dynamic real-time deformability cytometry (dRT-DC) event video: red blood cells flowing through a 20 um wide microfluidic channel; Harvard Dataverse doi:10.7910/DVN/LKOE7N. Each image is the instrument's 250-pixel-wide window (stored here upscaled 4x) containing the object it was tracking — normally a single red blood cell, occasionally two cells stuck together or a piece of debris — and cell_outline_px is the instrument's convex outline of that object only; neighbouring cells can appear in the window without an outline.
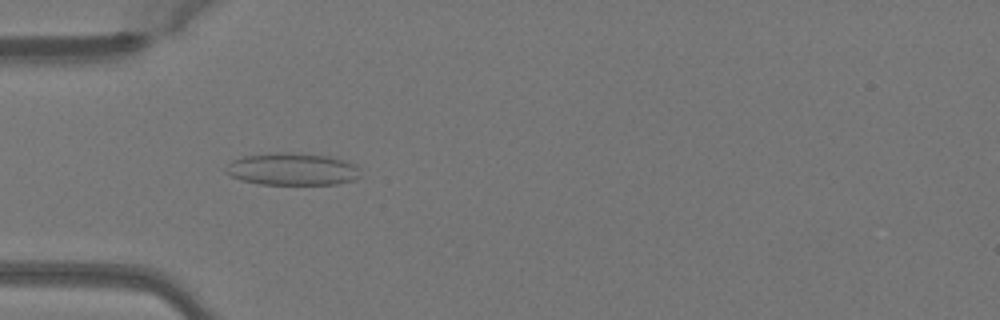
{"species": "Egyptian fruit bat (a non-hibernating species)", "species_latin": "Rousettus aegyptiacus", "temperature_condition": "warm", "stored_images_in_passage": 48, "camera_frame_rate_fps": 3000, "um_per_image_px": 0.085, "animal": {"sex": "female"}, "frame": {"image": 1, "passage_image": 14, "time_ms": 4.333, "image_size_px": [1000, 320], "cell_outline_px": [[360, 176], [356, 180], [336, 184], [260, 184], [240, 180], [224, 172], [224, 168], [232, 160], [244, 156], [276, 152], [284, 152], [328, 156], [344, 160], [356, 164], [360, 168]], "centroid_in_image_um": [24.85, 14.38], "position_along_channel_um": 60.1, "area_um2": 25.49}}
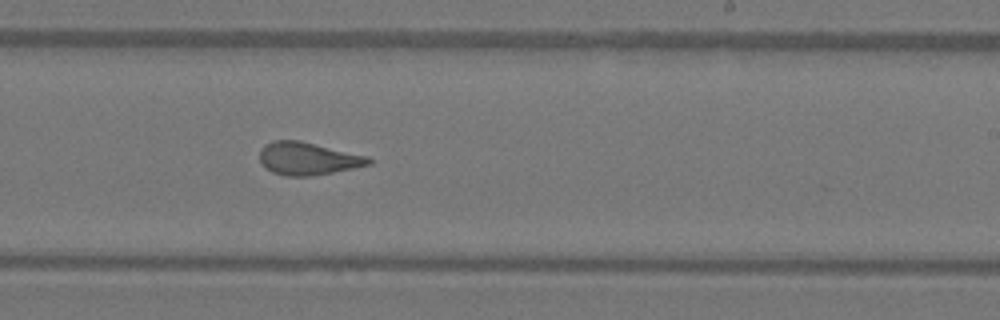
{"frame": {"image": 2, "passage_image": 29, "time_ms": 9.333, "image_size_px": [1000, 320], "cell_outline_px": [[372, 164], [312, 176], [284, 176], [272, 172], [260, 160], [260, 148], [264, 144], [272, 140], [300, 140], [368, 156], [372, 160]], "centroid_in_image_um": [26.16, 13.47], "position_along_channel_um": 262.8, "area_um2": 20.75}}
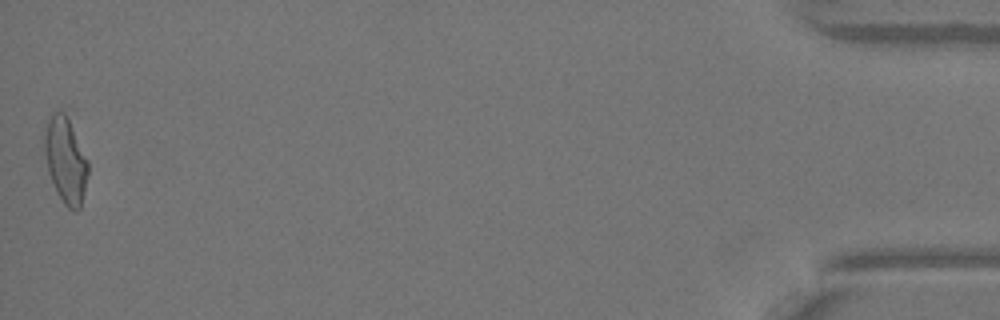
{"frame": {"image": 3, "passage_image": 48, "time_ms": 15.667, "image_size_px": [1000, 320], "cell_outline_px": [[88, 172], [80, 208], [76, 212], [68, 208], [64, 204], [56, 192], [48, 172], [44, 152], [44, 136], [48, 120], [52, 112], [64, 112], [88, 160]], "centroid_in_image_um": [5.56, 13.66], "position_along_channel_um": 429.6, "area_um2": 21.44}, "authors_computed_cell_mechanics": {"area_um2": 21.2415, "velocity_mm_per_s": 4.1026, "shape_relaxation_time_tau1_ms": null, "shape_relaxation_time_tau2_ms": 1.1587, "deformation_change_tau1": null, "deformation_change_tau2": 0.0823}}